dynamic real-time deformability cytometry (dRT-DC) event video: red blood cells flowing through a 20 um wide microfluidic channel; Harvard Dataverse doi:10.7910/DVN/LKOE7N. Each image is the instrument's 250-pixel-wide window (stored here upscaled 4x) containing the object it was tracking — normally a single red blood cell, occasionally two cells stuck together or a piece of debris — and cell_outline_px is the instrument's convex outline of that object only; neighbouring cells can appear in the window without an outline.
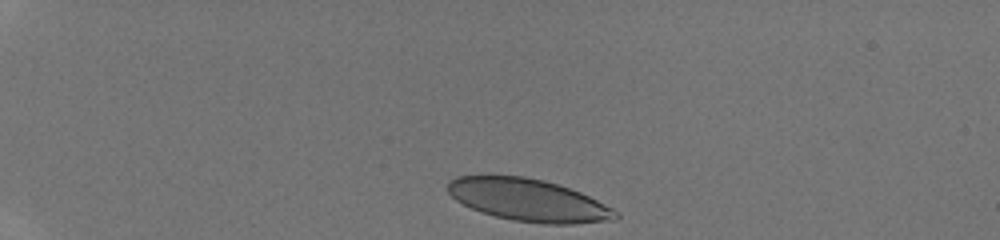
{"species": "human", "species_latin": "Homo sapiens", "temperature_condition": "room temperature", "stored_images_in_passage": 31, "camera_frame_rate_fps": 3000, "um_per_image_px": 0.085, "donor": {"sex": "male"}, "frame": {"image": 1, "passage_image": 1, "time_ms": 0.0, "image_size_px": [1000, 240], "cell_outline_px": [[620, 216], [616, 220], [576, 224], [540, 224], [512, 220], [480, 212], [456, 200], [448, 192], [448, 180], [456, 176], [524, 176], [544, 180], [580, 192], [612, 208]], "centroid_in_image_um": [44.92, 17.02], "position_along_channel_um": 40.1, "area_um2": 41.27}}
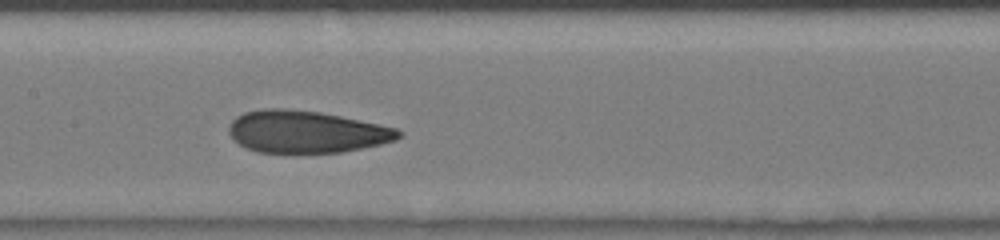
{"frame": {"image": 2, "passage_image": 15, "time_ms": 4.667, "image_size_px": [1000, 240], "cell_outline_px": [[404, 136], [396, 140], [380, 144], [340, 152], [256, 152], [232, 140], [228, 132], [228, 124], [236, 116], [244, 112], [264, 108], [288, 108], [320, 112], [380, 124], [396, 128], [404, 132]], "centroid_in_image_um": [26.02, 11.18], "position_along_channel_um": 181.4, "area_um2": 41.85}}
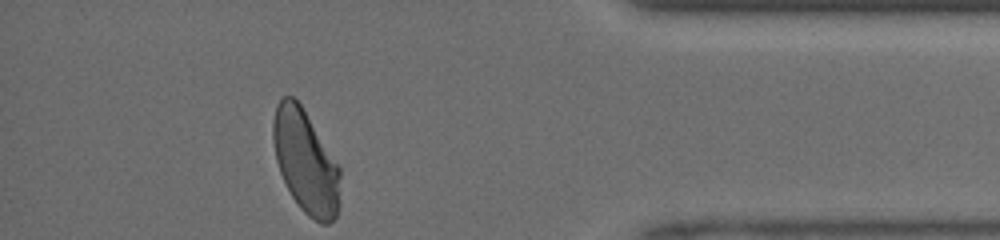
{"frame": {"image": 3, "passage_image": 31, "time_ms": 10.0, "image_size_px": [1000, 240], "cell_outline_px": [[340, 176], [336, 216], [328, 224], [320, 224], [308, 216], [300, 208], [292, 196], [280, 172], [276, 160], [272, 140], [272, 124], [276, 104], [284, 96], [292, 96], [300, 104], [340, 168]], "centroid_in_image_um": [25.94, 13.75], "position_along_channel_um": 409.3, "area_um2": 39.71}}